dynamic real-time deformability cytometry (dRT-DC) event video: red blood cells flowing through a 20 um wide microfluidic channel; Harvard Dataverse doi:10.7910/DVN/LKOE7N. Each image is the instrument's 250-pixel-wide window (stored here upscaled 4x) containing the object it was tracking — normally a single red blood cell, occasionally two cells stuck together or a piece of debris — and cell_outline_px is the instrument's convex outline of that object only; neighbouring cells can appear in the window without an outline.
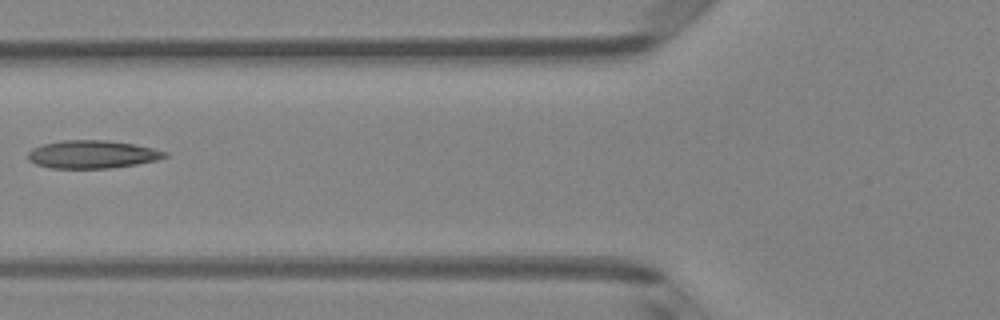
{"species": "Egyptian fruit bat (a non-hibernating species)", "species_latin": "Rousettus aegyptiacus", "temperature_condition": "room temperature", "stored_images_in_passage": 2, "camera_frame_rate_fps": 3000, "um_per_image_px": 0.085, "animal": {"sex": "female"}, "frame": {"image": 1, "passage_image": 2, "time_ms": 0.333, "image_size_px": [1000, 320], "cell_outline_px": [[168, 156], [156, 160], [136, 164], [108, 168], [48, 168], [36, 164], [28, 160], [28, 152], [32, 148], [44, 144], [64, 140], [104, 140], [132, 144], [152, 148], [168, 152]], "centroid_in_image_um": [7.82, 13.12], "position_along_channel_um": 118.0, "area_um2": 22.14}}